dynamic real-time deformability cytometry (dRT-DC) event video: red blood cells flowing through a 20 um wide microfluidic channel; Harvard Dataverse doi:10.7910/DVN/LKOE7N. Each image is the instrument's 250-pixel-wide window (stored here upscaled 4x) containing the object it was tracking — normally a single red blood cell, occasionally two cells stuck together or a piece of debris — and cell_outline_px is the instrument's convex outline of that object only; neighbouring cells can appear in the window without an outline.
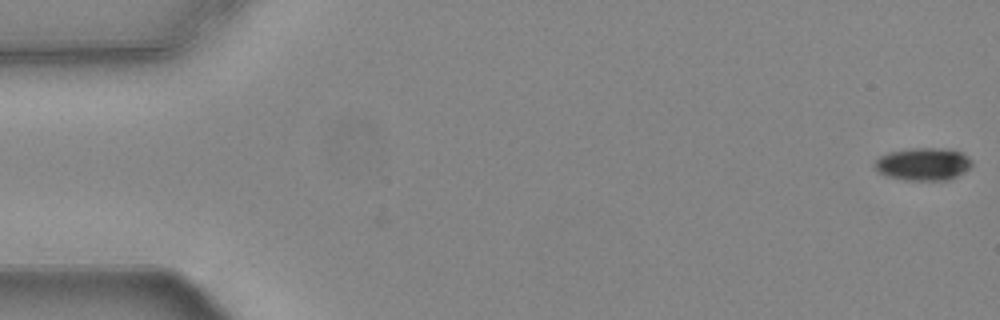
{"species": "common noctule bat (a hibernating species)", "species_latin": "Nyctalus noctula", "temperature_condition": "warm", "stored_images_in_passage": 14, "camera_frame_rate_fps": 3000, "um_per_image_px": 0.085, "animal": {"sex": "female", "body_mass_g": 24.6, "forearm_length_mm": 56.2}, "frame": {"image": 1, "passage_image": 1, "time_ms": 0.0, "image_size_px": [1000, 320], "cell_outline_px": [[972, 164], [964, 172], [948, 180], [904, 180], [888, 176], [880, 172], [872, 164], [880, 156], [888, 152], [908, 148], [944, 148], [960, 152], [968, 156], [972, 160]], "centroid_in_image_um": [78.46, 13.94], "position_along_channel_um": 6.5, "area_um2": 18.5}}
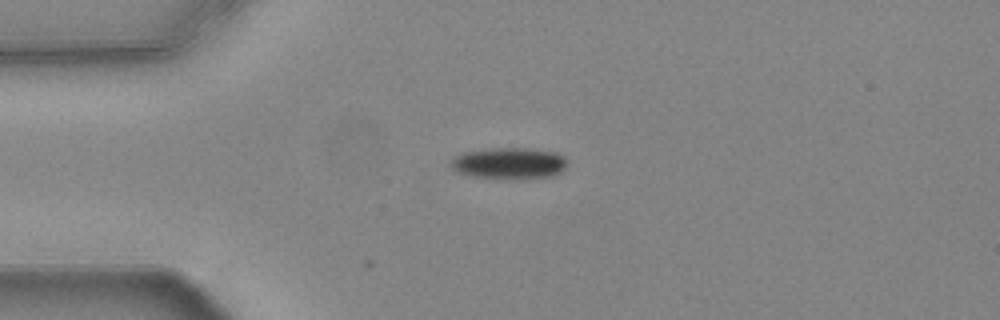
{"frame": {"image": 2, "passage_image": 14, "time_ms": 4.333, "image_size_px": [1000, 320], "cell_outline_px": [[568, 160], [564, 168], [560, 172], [552, 176], [520, 180], [468, 176], [456, 172], [448, 164], [456, 156], [464, 152], [492, 148], [528, 148], [556, 152], [564, 156]], "centroid_in_image_um": [43.28, 13.89], "position_along_channel_um": 41.7, "area_um2": 21.73}}